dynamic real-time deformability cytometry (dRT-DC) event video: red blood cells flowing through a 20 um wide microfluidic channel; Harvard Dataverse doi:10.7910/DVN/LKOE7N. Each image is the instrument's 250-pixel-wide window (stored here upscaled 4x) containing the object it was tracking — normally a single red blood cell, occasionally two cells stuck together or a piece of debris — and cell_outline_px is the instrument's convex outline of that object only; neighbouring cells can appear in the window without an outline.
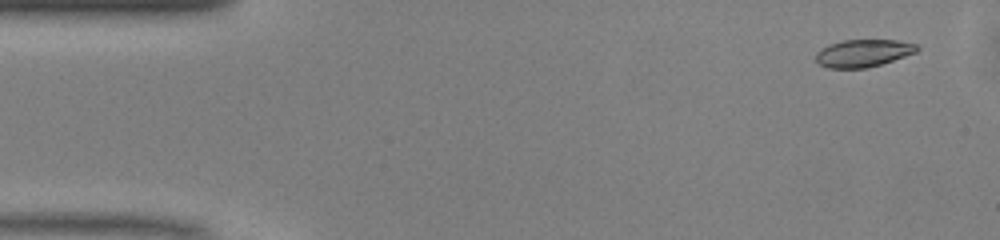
{"species": "common noctule bat (a hibernating species)", "species_latin": "Nyctalus noctula", "temperature_condition": "warm", "stored_images_in_passage": 49, "camera_frame_rate_fps": 3000, "um_per_image_px": 0.085, "animal": {"sex": "male", "body_mass_g": 13.0, "forearm_length_mm": 53.1}, "frame": {"image": 1, "passage_image": 3, "time_ms": 0.667, "image_size_px": [1000, 240], "cell_outline_px": [[920, 48], [916, 52], [868, 68], [828, 68], [820, 64], [816, 60], [816, 52], [828, 44], [844, 40], [896, 40], [916, 44]], "centroid_in_image_um": [73.35, 4.51], "position_along_channel_um": 11.6, "area_um2": 16.07}}
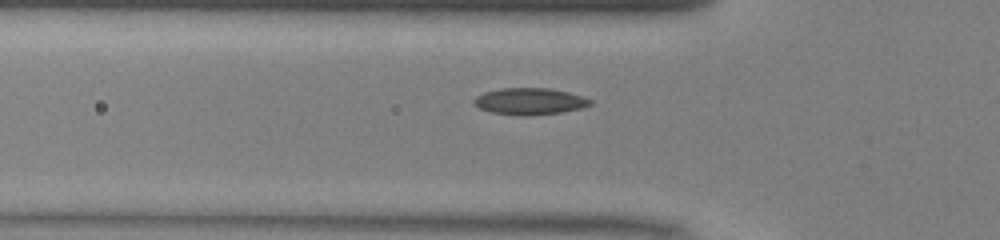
{"frame": {"image": 2, "passage_image": 16, "time_ms": 5.0, "image_size_px": [1000, 240], "cell_outline_px": [[592, 104], [584, 108], [560, 112], [488, 112], [472, 104], [472, 100], [476, 96], [484, 92], [500, 88], [552, 88], [584, 96], [592, 100]], "centroid_in_image_um": [45.05, 8.54], "position_along_channel_um": 80.8, "area_um2": 17.28}}
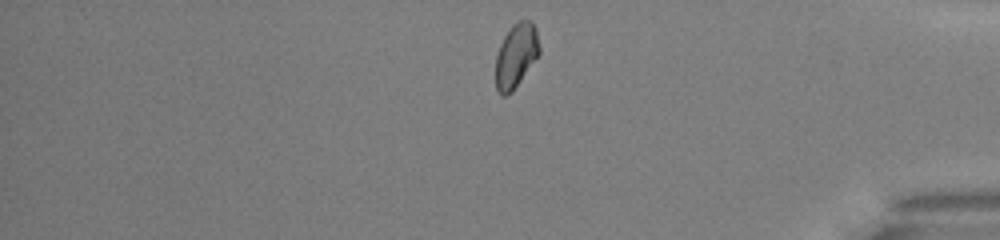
{"frame": {"image": 3, "passage_image": 41, "time_ms": 13.333, "image_size_px": [1000, 240], "cell_outline_px": [[540, 52], [512, 92], [508, 96], [500, 96], [496, 88], [496, 56], [500, 44], [504, 36], [512, 24], [516, 20], [528, 20], [536, 28], [540, 48]], "centroid_in_image_um": [43.84, 4.72], "position_along_channel_um": 391.4, "area_um2": 16.3}, "authors_computed_cell_mechanics": {"area_um2": 16.762, "velocity_mm_per_s": 4.1099, "shape_relaxation_time_tau1_ms": 2.6975, "shape_relaxation_time_tau2_ms": 3.1862, "deformation_change_tau1": 0.0956, "deformation_change_tau2": 0.0559}}